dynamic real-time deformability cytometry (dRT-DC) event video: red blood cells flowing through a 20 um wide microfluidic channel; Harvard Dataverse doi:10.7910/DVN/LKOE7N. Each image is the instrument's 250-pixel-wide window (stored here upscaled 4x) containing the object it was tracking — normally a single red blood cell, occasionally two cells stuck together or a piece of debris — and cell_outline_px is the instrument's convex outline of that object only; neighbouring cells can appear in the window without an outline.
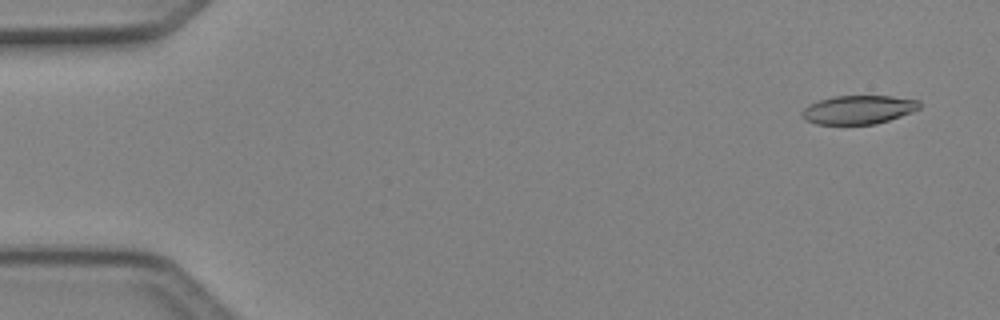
{"species": "Egyptian fruit bat (a non-hibernating species)", "species_latin": "Rousettus aegyptiacus", "temperature_condition": "cold", "stored_images_in_passage": 6, "camera_frame_rate_fps": 3000, "um_per_image_px": 0.085, "animal": {"sex": "female"}, "frame": {"image": 1, "passage_image": 1, "time_ms": 0.0, "image_size_px": [1000, 320], "cell_outline_px": [[920, 108], [912, 112], [876, 124], [816, 124], [808, 120], [800, 112], [808, 104], [832, 96], [892, 96], [920, 100]], "centroid_in_image_um": [72.98, 9.31], "position_along_channel_um": 12.0, "area_um2": 19.54}}
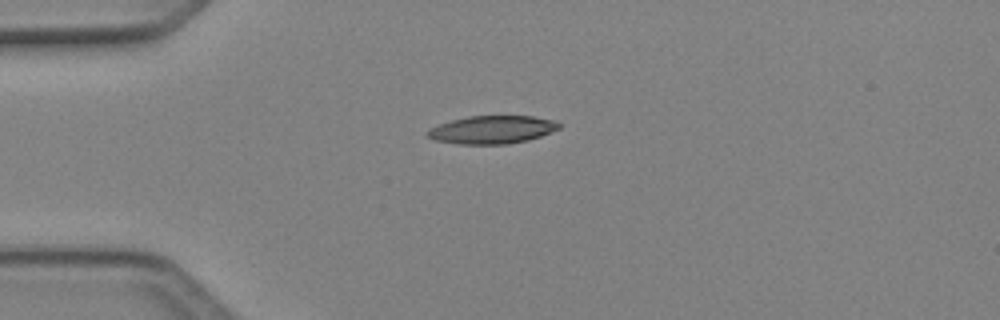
{"frame": {"image": 2, "passage_image": 4, "time_ms": 1.0, "image_size_px": [1000, 320], "cell_outline_px": [[560, 128], [540, 136], [528, 140], [508, 144], [456, 144], [436, 140], [428, 136], [424, 132], [428, 128], [452, 120], [468, 116], [532, 116], [552, 120], [560, 124]], "centroid_in_image_um": [41.79, 11.03], "position_along_channel_um": 43.2, "area_um2": 21.39}}
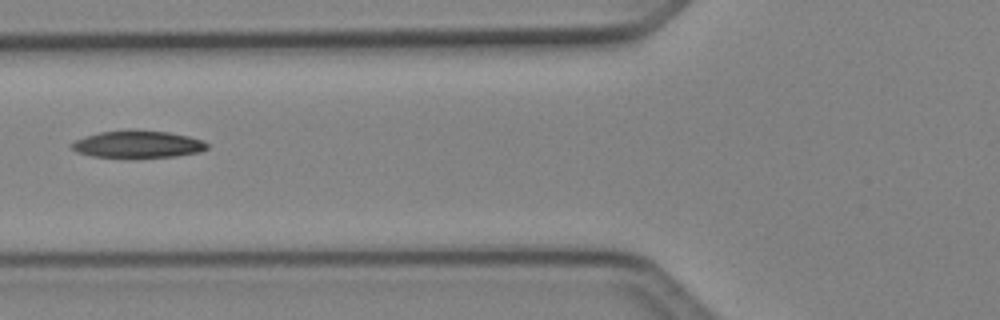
{"frame": {"image": 3, "passage_image": 6, "time_ms": 1.667, "image_size_px": [1000, 320], "cell_outline_px": [[208, 148], [200, 152], [176, 156], [92, 156], [76, 152], [68, 144], [84, 136], [100, 132], [128, 128], [132, 128], [168, 132], [188, 136], [204, 140], [208, 144]], "centroid_in_image_um": [11.7, 12.22], "position_along_channel_um": 114.1, "area_um2": 21.5}}